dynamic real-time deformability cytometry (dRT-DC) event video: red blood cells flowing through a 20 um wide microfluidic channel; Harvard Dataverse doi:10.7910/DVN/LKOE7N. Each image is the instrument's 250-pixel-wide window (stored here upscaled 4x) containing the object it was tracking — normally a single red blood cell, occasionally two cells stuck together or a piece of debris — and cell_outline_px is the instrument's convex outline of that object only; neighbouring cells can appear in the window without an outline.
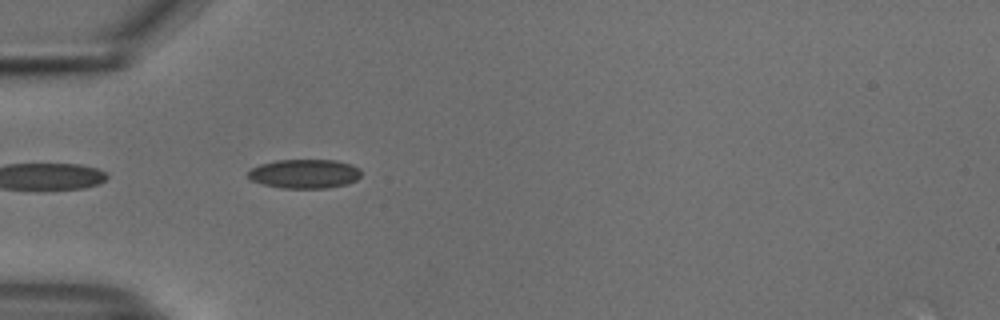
{"species": "common noctule bat (a hibernating species)", "species_latin": "Nyctalus noctula", "temperature_condition": "cold", "stored_images_in_passage": 4, "camera_frame_rate_fps": 3000, "um_per_image_px": 0.085, "animal": {"sex": "male", "body_mass_g": 18.8}, "frame": {"image": 1, "passage_image": 1, "time_ms": 0.0, "image_size_px": [1000, 320], "cell_outline_px": [[360, 176], [356, 180], [348, 184], [328, 188], [280, 188], [264, 184], [252, 180], [248, 176], [248, 172], [252, 168], [260, 164], [276, 160], [336, 160], [352, 164], [360, 168]], "centroid_in_image_um": [25.92, 14.77], "position_along_channel_um": 59.1, "area_um2": 19.25}}